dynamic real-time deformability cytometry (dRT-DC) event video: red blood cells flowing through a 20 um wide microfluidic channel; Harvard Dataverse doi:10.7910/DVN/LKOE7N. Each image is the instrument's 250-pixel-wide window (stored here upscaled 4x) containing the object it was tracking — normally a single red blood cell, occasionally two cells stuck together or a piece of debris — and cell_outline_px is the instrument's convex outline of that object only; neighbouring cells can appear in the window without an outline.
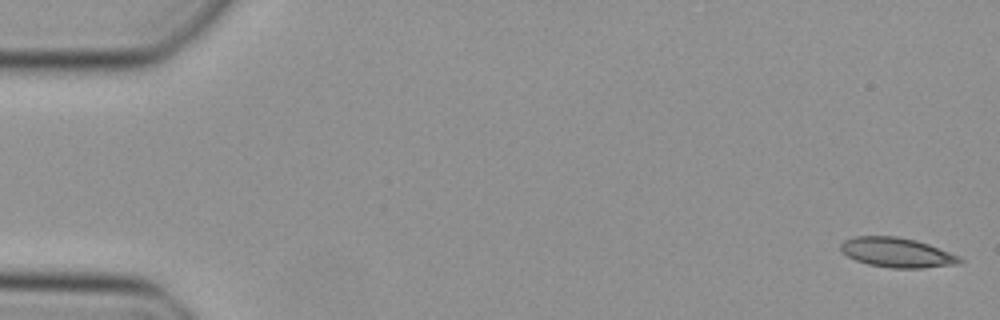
{"species": "Egyptian fruit bat (a non-hibernating species)", "species_latin": "Rousettus aegyptiacus", "temperature_condition": "cold", "stored_images_in_passage": 15, "camera_frame_rate_fps": 3000, "um_per_image_px": 0.085, "animal": {"sex": "female"}, "frame": {"image": 1, "passage_image": 1, "time_ms": 0.0, "image_size_px": [1000, 320], "cell_outline_px": [[964, 260], [960, 264], [920, 268], [892, 268], [868, 264], [856, 260], [848, 256], [840, 248], [840, 244], [844, 240], [856, 236], [896, 236], [916, 240], [928, 244], [960, 256]], "centroid_in_image_um": [76.27, 21.46], "position_along_channel_um": 8.7, "area_um2": 20.52}}
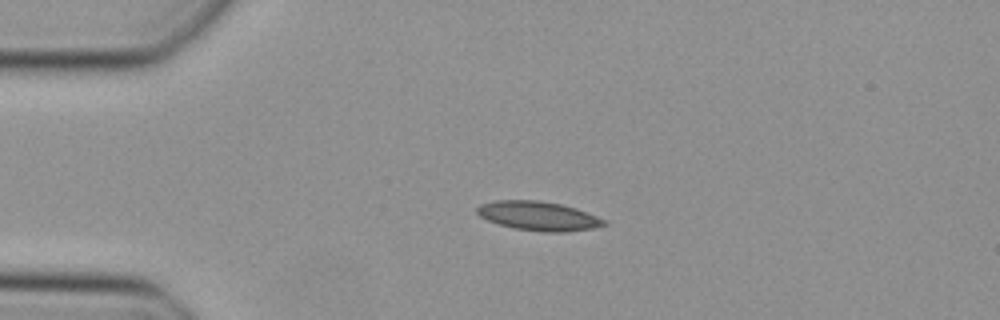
{"frame": {"image": 2, "passage_image": 11, "time_ms": 3.333, "image_size_px": [1000, 320], "cell_outline_px": [[608, 224], [592, 228], [564, 232], [548, 232], [516, 228], [500, 224], [488, 220], [480, 216], [476, 212], [476, 208], [480, 204], [496, 200], [536, 200], [560, 204], [576, 208], [608, 220]], "centroid_in_image_um": [45.79, 18.35], "position_along_channel_um": 39.2, "area_um2": 21.39}}